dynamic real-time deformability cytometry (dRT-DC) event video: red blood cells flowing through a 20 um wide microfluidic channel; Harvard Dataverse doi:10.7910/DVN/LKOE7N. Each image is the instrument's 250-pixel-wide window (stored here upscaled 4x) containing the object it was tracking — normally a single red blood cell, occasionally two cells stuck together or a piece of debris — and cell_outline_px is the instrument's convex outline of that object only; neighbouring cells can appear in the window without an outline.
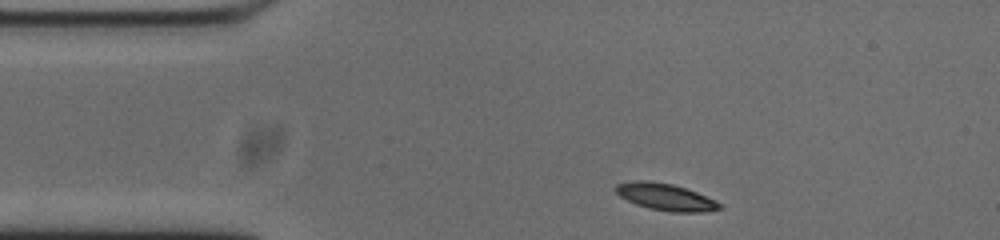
{"species": "common noctule bat (a hibernating species)", "species_latin": "Nyctalus noctula", "temperature_condition": "cold", "stored_images_in_passage": 46, "camera_frame_rate_fps": 3000, "um_per_image_px": 0.085, "animal": {"sex": "male", "body_mass_g": 20.0, "forearm_length_mm": 53.3}, "frame": {"image": 1, "passage_image": 1, "time_ms": 0.0, "image_size_px": [1000, 240], "cell_outline_px": [[724, 204], [720, 208], [704, 212], [672, 212], [648, 208], [636, 204], [620, 196], [616, 192], [616, 184], [636, 180], [644, 180], [672, 184], [696, 192], [716, 200]], "centroid_in_image_um": [56.59, 16.75], "position_along_channel_um": 28.4, "area_um2": 16.13}}
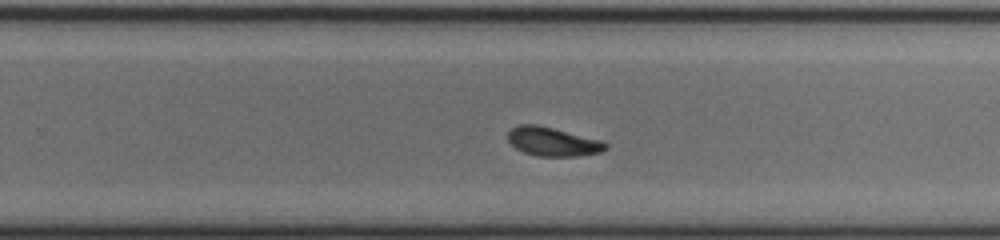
{"frame": {"image": 2, "passage_image": 25, "time_ms": 8.0, "image_size_px": [1000, 240], "cell_outline_px": [[608, 148], [600, 152], [580, 156], [540, 156], [524, 152], [516, 148], [508, 140], [508, 132], [512, 128], [520, 124], [536, 124], [604, 140], [608, 144]], "centroid_in_image_um": [47.03, 12.03], "position_along_channel_um": 282.8, "area_um2": 16.47}}
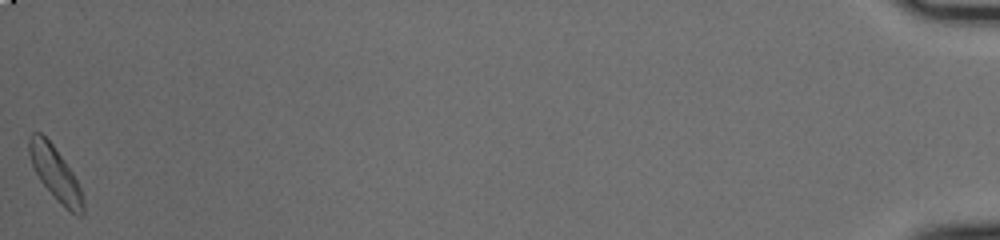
{"frame": {"image": 3, "passage_image": 46, "time_ms": 15.0, "image_size_px": [1000, 240], "cell_outline_px": [[84, 212], [80, 216], [76, 216], [56, 200], [40, 180], [32, 164], [28, 152], [28, 136], [32, 132], [40, 132], [52, 144], [64, 160], [72, 172], [80, 188], [84, 200]], "centroid_in_image_um": [4.69, 14.75], "position_along_channel_um": 430.5, "area_um2": 16.7}, "authors_computed_cell_mechanics": {"area_um2": 16.2996, "velocity_mm_per_s": 3.7065, "shape_relaxation_time_tau1_ms": 2.448, "shape_relaxation_time_tau2_ms": 5.8463, "deformation_change_tau1": 0.1444, "deformation_change_tau2": 0.1046}}